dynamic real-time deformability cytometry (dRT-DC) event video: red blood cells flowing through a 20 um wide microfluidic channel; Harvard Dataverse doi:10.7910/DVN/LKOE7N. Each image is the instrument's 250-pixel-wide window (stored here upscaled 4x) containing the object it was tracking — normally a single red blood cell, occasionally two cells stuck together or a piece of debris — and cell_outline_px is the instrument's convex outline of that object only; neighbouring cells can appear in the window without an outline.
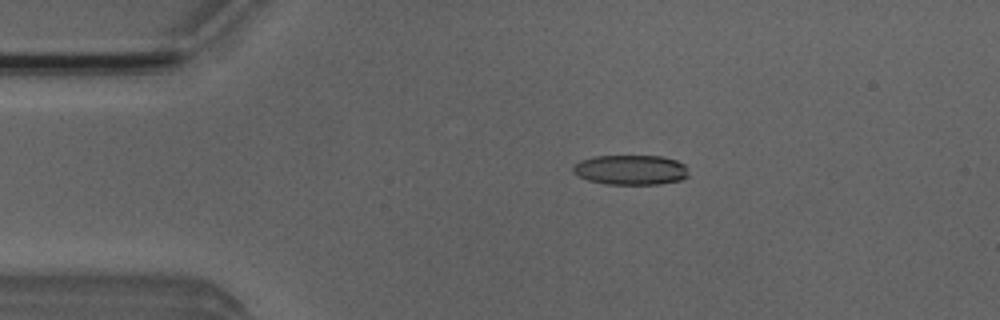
{"species": "Egyptian fruit bat (a non-hibernating species)", "species_latin": "Rousettus aegyptiacus", "temperature_condition": "room temperature", "stored_images_in_passage": 4, "camera_frame_rate_fps": 3000, "um_per_image_px": 0.085, "animal": {"sex": "male"}, "frame": {"image": 1, "passage_image": 2, "time_ms": 1.333, "image_size_px": [1000, 320], "cell_outline_px": [[688, 176], [680, 180], [660, 184], [608, 184], [588, 180], [572, 172], [572, 164], [580, 160], [596, 156], [664, 156], [676, 160], [684, 164]], "centroid_in_image_um": [53.58, 14.43], "position_along_channel_um": 31.4, "area_um2": 20.11}}
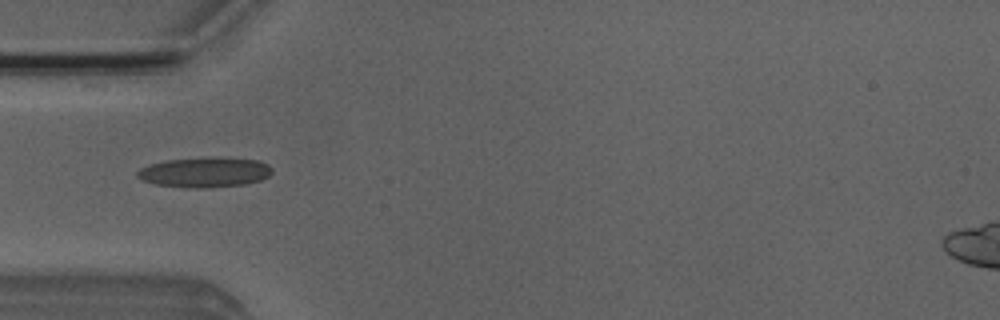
{"frame": {"image": 2, "passage_image": 3, "time_ms": 3.333, "image_size_px": [1000, 320], "cell_outline_px": [[272, 172], [268, 176], [260, 180], [244, 184], [208, 188], [188, 188], [156, 184], [144, 180], [136, 176], [136, 172], [140, 168], [148, 164], [164, 160], [204, 156], [256, 160], [268, 164], [272, 168]], "centroid_in_image_um": [17.37, 14.63], "position_along_channel_um": 67.6, "area_um2": 23.87}}